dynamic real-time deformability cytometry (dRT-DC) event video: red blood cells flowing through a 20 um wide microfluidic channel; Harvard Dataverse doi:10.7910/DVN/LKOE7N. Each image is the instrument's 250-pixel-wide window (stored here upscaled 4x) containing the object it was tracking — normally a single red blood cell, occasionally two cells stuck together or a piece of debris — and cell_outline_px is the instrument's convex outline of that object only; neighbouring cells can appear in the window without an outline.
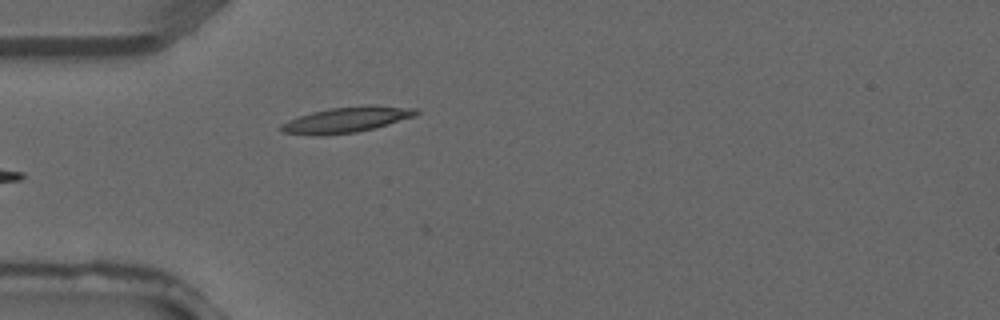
{"species": "common noctule bat (a hibernating species)", "species_latin": "Nyctalus noctula", "temperature_condition": "warm", "stored_images_in_passage": 3, "camera_frame_rate_fps": 3000, "um_per_image_px": 0.085, "animal": {"sex": "male", "forearm_length_mm": 52.5}, "frame": {"image": 1, "passage_image": 3, "time_ms": 0.667, "image_size_px": [1000, 320], "cell_outline_px": [[420, 112], [416, 116], [376, 128], [356, 132], [324, 136], [316, 136], [284, 132], [276, 128], [280, 124], [288, 120], [312, 112], [328, 108], [368, 104], [376, 104], [416, 108]], "centroid_in_image_um": [29.48, 10.17], "position_along_channel_um": 55.5, "area_um2": 20.69}}